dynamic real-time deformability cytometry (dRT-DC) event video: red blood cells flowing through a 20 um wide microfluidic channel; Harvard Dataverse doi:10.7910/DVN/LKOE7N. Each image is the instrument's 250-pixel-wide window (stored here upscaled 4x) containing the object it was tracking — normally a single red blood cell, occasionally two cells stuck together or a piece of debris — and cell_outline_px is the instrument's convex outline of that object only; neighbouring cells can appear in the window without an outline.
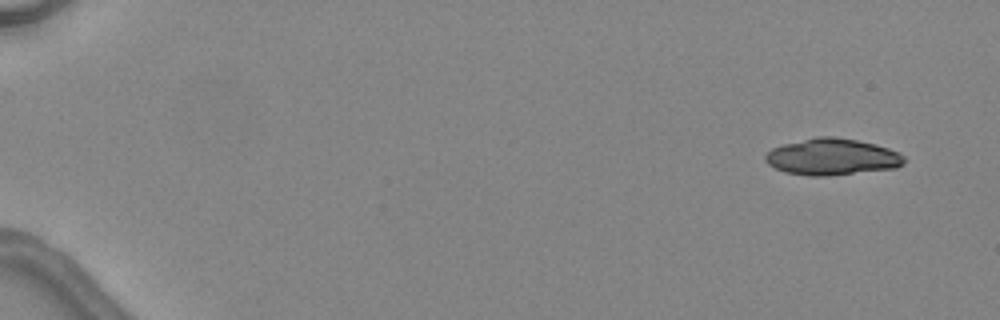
{"species": "common noctule bat (a hibernating species)", "species_latin": "Nyctalus noctula", "temperature_condition": "warm", "stored_images_in_passage": 2, "segment_of_instrument_passage": [2, 2], "camera_frame_rate_fps": 3000, "um_per_image_px": 0.085, "animal": {"sex": "female", "body_mass_g": 24.6, "forearm_length_mm": 56.2}, "frame": {"image": 1, "passage_image": 2, "time_ms": 1.333, "image_size_px": [1000, 320], "cell_outline_px": [[904, 164], [896, 168], [828, 176], [812, 176], [784, 172], [768, 164], [764, 160], [764, 156], [772, 148], [784, 144], [816, 136], [832, 136], [856, 140], [876, 144], [900, 152], [904, 156]], "centroid_in_image_um": [70.73, 13.33], "position_along_channel_um": 14.3, "area_um2": 29.65}}